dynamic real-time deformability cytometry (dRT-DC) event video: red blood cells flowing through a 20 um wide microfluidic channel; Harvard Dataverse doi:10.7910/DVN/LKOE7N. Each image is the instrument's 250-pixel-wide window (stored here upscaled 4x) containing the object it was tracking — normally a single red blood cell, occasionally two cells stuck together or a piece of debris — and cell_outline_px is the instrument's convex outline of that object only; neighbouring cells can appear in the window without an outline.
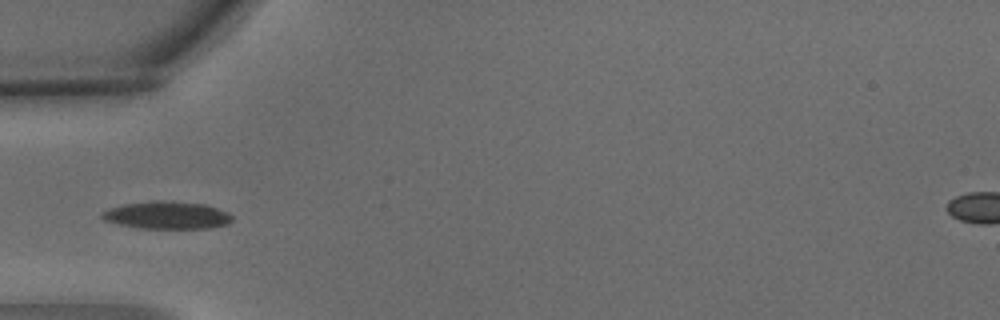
{"species": "common noctule bat (a hibernating species)", "species_latin": "Nyctalus noctula", "temperature_condition": "warm", "stored_images_in_passage": 3, "camera_frame_rate_fps": 3000, "um_per_image_px": 0.085, "animal": {"sex": "male", "body_mass_g": 15.6}, "frame": {"image": 1, "passage_image": 1, "time_ms": 0.0, "image_size_px": [1000, 320], "cell_outline_px": [[232, 220], [228, 224], [208, 228], [140, 228], [120, 224], [104, 220], [100, 216], [100, 212], [108, 208], [124, 204], [156, 200], [172, 200], [204, 204], [228, 212], [232, 216]], "centroid_in_image_um": [14.17, 18.28], "position_along_channel_um": 70.8, "area_um2": 20.98}}
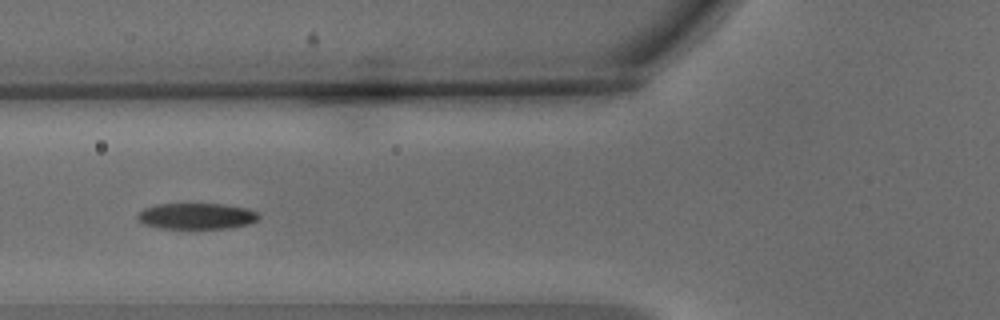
{"frame": {"image": 2, "passage_image": 2, "time_ms": 0.333, "image_size_px": [1000, 320], "cell_outline_px": [[260, 216], [256, 220], [248, 224], [228, 228], [160, 228], [144, 224], [136, 216], [144, 208], [156, 204], [220, 204], [248, 208], [260, 212]], "centroid_in_image_um": [16.73, 18.36], "position_along_channel_um": 109.1, "area_um2": 18.32}}
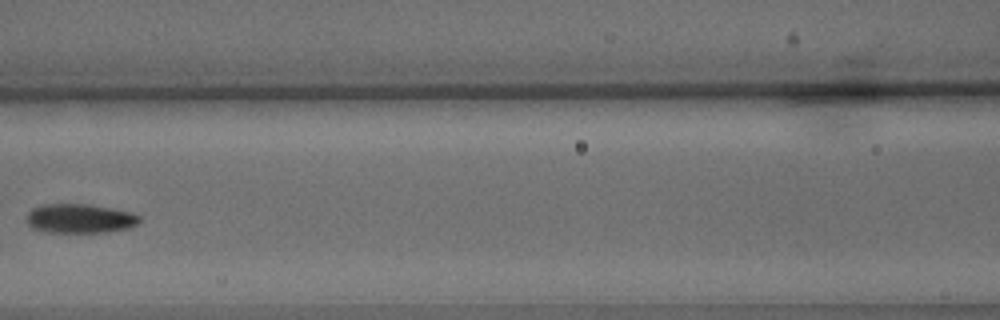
{"frame": {"image": 3, "passage_image": 3, "time_ms": 0.667, "image_size_px": [1000, 320], "cell_outline_px": [[140, 220], [136, 224], [128, 228], [108, 232], [44, 232], [32, 228], [28, 224], [28, 212], [32, 208], [44, 204], [84, 204], [108, 208], [128, 212], [140, 216]], "centroid_in_image_um": [6.75, 18.58], "position_along_channel_um": 159.9, "area_um2": 18.96}}